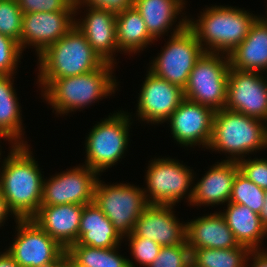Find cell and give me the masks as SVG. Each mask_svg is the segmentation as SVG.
Listing matches in <instances>:
<instances>
[{
    "mask_svg": "<svg viewBox=\"0 0 267 267\" xmlns=\"http://www.w3.org/2000/svg\"><path fill=\"white\" fill-rule=\"evenodd\" d=\"M0 167V193L18 219H32L42 202L44 175L26 145H10Z\"/></svg>",
    "mask_w": 267,
    "mask_h": 267,
    "instance_id": "6da1fadb",
    "label": "cell"
},
{
    "mask_svg": "<svg viewBox=\"0 0 267 267\" xmlns=\"http://www.w3.org/2000/svg\"><path fill=\"white\" fill-rule=\"evenodd\" d=\"M115 66L105 62L99 69L82 75L37 79V82L42 97L52 106L53 112L63 116L115 94L119 85L113 76Z\"/></svg>",
    "mask_w": 267,
    "mask_h": 267,
    "instance_id": "7a4b0ae2",
    "label": "cell"
},
{
    "mask_svg": "<svg viewBox=\"0 0 267 267\" xmlns=\"http://www.w3.org/2000/svg\"><path fill=\"white\" fill-rule=\"evenodd\" d=\"M245 8L214 5L200 12L198 19H187V27L194 33L205 52L228 55L248 35L261 15Z\"/></svg>",
    "mask_w": 267,
    "mask_h": 267,
    "instance_id": "3957f363",
    "label": "cell"
},
{
    "mask_svg": "<svg viewBox=\"0 0 267 267\" xmlns=\"http://www.w3.org/2000/svg\"><path fill=\"white\" fill-rule=\"evenodd\" d=\"M266 148L263 121L225 108L214 112L207 149L225 153L227 159L222 161L239 162L246 155Z\"/></svg>",
    "mask_w": 267,
    "mask_h": 267,
    "instance_id": "277c9868",
    "label": "cell"
},
{
    "mask_svg": "<svg viewBox=\"0 0 267 267\" xmlns=\"http://www.w3.org/2000/svg\"><path fill=\"white\" fill-rule=\"evenodd\" d=\"M37 59V79L82 75L99 69L105 63L76 25L61 39L47 47Z\"/></svg>",
    "mask_w": 267,
    "mask_h": 267,
    "instance_id": "5b68a950",
    "label": "cell"
},
{
    "mask_svg": "<svg viewBox=\"0 0 267 267\" xmlns=\"http://www.w3.org/2000/svg\"><path fill=\"white\" fill-rule=\"evenodd\" d=\"M132 115L121 111L108 115L97 122L89 131L85 140V164L95 170L99 176L106 169L122 159L129 147V129ZM132 121V122H131Z\"/></svg>",
    "mask_w": 267,
    "mask_h": 267,
    "instance_id": "8992f818",
    "label": "cell"
},
{
    "mask_svg": "<svg viewBox=\"0 0 267 267\" xmlns=\"http://www.w3.org/2000/svg\"><path fill=\"white\" fill-rule=\"evenodd\" d=\"M149 162L145 175L146 188H143L147 202L176 205L185 198L190 204L193 194L191 184L195 178L193 169L170 157H158Z\"/></svg>",
    "mask_w": 267,
    "mask_h": 267,
    "instance_id": "52a82bcc",
    "label": "cell"
},
{
    "mask_svg": "<svg viewBox=\"0 0 267 267\" xmlns=\"http://www.w3.org/2000/svg\"><path fill=\"white\" fill-rule=\"evenodd\" d=\"M229 69L228 55L204 52L189 74L185 99L214 111L225 108Z\"/></svg>",
    "mask_w": 267,
    "mask_h": 267,
    "instance_id": "ba28073f",
    "label": "cell"
},
{
    "mask_svg": "<svg viewBox=\"0 0 267 267\" xmlns=\"http://www.w3.org/2000/svg\"><path fill=\"white\" fill-rule=\"evenodd\" d=\"M98 177L93 202L124 238L132 233L135 223L149 203L143 188L130 183L104 184Z\"/></svg>",
    "mask_w": 267,
    "mask_h": 267,
    "instance_id": "9c48e42d",
    "label": "cell"
},
{
    "mask_svg": "<svg viewBox=\"0 0 267 267\" xmlns=\"http://www.w3.org/2000/svg\"><path fill=\"white\" fill-rule=\"evenodd\" d=\"M169 37L148 70L184 90L191 70L205 51L188 27Z\"/></svg>",
    "mask_w": 267,
    "mask_h": 267,
    "instance_id": "30bf717a",
    "label": "cell"
},
{
    "mask_svg": "<svg viewBox=\"0 0 267 267\" xmlns=\"http://www.w3.org/2000/svg\"><path fill=\"white\" fill-rule=\"evenodd\" d=\"M14 241L6 251L20 267H52L65 255L64 249L33 219H18Z\"/></svg>",
    "mask_w": 267,
    "mask_h": 267,
    "instance_id": "8fae6325",
    "label": "cell"
},
{
    "mask_svg": "<svg viewBox=\"0 0 267 267\" xmlns=\"http://www.w3.org/2000/svg\"><path fill=\"white\" fill-rule=\"evenodd\" d=\"M98 175L86 165H77L44 178L41 205L92 203Z\"/></svg>",
    "mask_w": 267,
    "mask_h": 267,
    "instance_id": "7c38bea8",
    "label": "cell"
},
{
    "mask_svg": "<svg viewBox=\"0 0 267 267\" xmlns=\"http://www.w3.org/2000/svg\"><path fill=\"white\" fill-rule=\"evenodd\" d=\"M263 74L230 68L225 109L264 121L267 116V78Z\"/></svg>",
    "mask_w": 267,
    "mask_h": 267,
    "instance_id": "4fadbf2b",
    "label": "cell"
},
{
    "mask_svg": "<svg viewBox=\"0 0 267 267\" xmlns=\"http://www.w3.org/2000/svg\"><path fill=\"white\" fill-rule=\"evenodd\" d=\"M75 1L64 11L23 14L19 46L35 48L38 57L47 47L61 39L75 22Z\"/></svg>",
    "mask_w": 267,
    "mask_h": 267,
    "instance_id": "5bb4252c",
    "label": "cell"
},
{
    "mask_svg": "<svg viewBox=\"0 0 267 267\" xmlns=\"http://www.w3.org/2000/svg\"><path fill=\"white\" fill-rule=\"evenodd\" d=\"M147 71L135 114L140 121L158 125L166 122L185 99L184 90Z\"/></svg>",
    "mask_w": 267,
    "mask_h": 267,
    "instance_id": "9a60e30c",
    "label": "cell"
},
{
    "mask_svg": "<svg viewBox=\"0 0 267 267\" xmlns=\"http://www.w3.org/2000/svg\"><path fill=\"white\" fill-rule=\"evenodd\" d=\"M214 112L211 107L184 99L167 120L172 138L184 149L197 145L207 149Z\"/></svg>",
    "mask_w": 267,
    "mask_h": 267,
    "instance_id": "2e32d148",
    "label": "cell"
},
{
    "mask_svg": "<svg viewBox=\"0 0 267 267\" xmlns=\"http://www.w3.org/2000/svg\"><path fill=\"white\" fill-rule=\"evenodd\" d=\"M176 205L149 204L135 223L131 234L148 238L163 246H173L186 241V223H181L173 212Z\"/></svg>",
    "mask_w": 267,
    "mask_h": 267,
    "instance_id": "e0dca14e",
    "label": "cell"
},
{
    "mask_svg": "<svg viewBox=\"0 0 267 267\" xmlns=\"http://www.w3.org/2000/svg\"><path fill=\"white\" fill-rule=\"evenodd\" d=\"M84 18L75 17L74 25L84 34L93 50L107 63L116 64L118 49L116 38V14L111 11L85 7Z\"/></svg>",
    "mask_w": 267,
    "mask_h": 267,
    "instance_id": "ac0fdd59",
    "label": "cell"
},
{
    "mask_svg": "<svg viewBox=\"0 0 267 267\" xmlns=\"http://www.w3.org/2000/svg\"><path fill=\"white\" fill-rule=\"evenodd\" d=\"M213 164L193 185L190 206L225 205L230 200L232 187L237 173L240 171L238 162L220 161Z\"/></svg>",
    "mask_w": 267,
    "mask_h": 267,
    "instance_id": "d6986e66",
    "label": "cell"
},
{
    "mask_svg": "<svg viewBox=\"0 0 267 267\" xmlns=\"http://www.w3.org/2000/svg\"><path fill=\"white\" fill-rule=\"evenodd\" d=\"M84 205H41L32 218L50 237L64 249L78 240V231Z\"/></svg>",
    "mask_w": 267,
    "mask_h": 267,
    "instance_id": "ffe728a7",
    "label": "cell"
},
{
    "mask_svg": "<svg viewBox=\"0 0 267 267\" xmlns=\"http://www.w3.org/2000/svg\"><path fill=\"white\" fill-rule=\"evenodd\" d=\"M186 242L191 252L198 248L228 249L239 246L224 217L217 211L186 222Z\"/></svg>",
    "mask_w": 267,
    "mask_h": 267,
    "instance_id": "44dd1931",
    "label": "cell"
},
{
    "mask_svg": "<svg viewBox=\"0 0 267 267\" xmlns=\"http://www.w3.org/2000/svg\"><path fill=\"white\" fill-rule=\"evenodd\" d=\"M185 3L186 0H134V7L144 20L149 35L158 41L157 38L168 33V30H173L172 36L187 27L186 15L174 25L185 8ZM173 25L176 28L173 29Z\"/></svg>",
    "mask_w": 267,
    "mask_h": 267,
    "instance_id": "7402d4cb",
    "label": "cell"
},
{
    "mask_svg": "<svg viewBox=\"0 0 267 267\" xmlns=\"http://www.w3.org/2000/svg\"><path fill=\"white\" fill-rule=\"evenodd\" d=\"M230 68L267 72V19L259 17L246 38L228 54Z\"/></svg>",
    "mask_w": 267,
    "mask_h": 267,
    "instance_id": "603a6c76",
    "label": "cell"
},
{
    "mask_svg": "<svg viewBox=\"0 0 267 267\" xmlns=\"http://www.w3.org/2000/svg\"><path fill=\"white\" fill-rule=\"evenodd\" d=\"M123 237L112 222L94 203L84 205L78 231V240L72 245H85L97 248L121 246Z\"/></svg>",
    "mask_w": 267,
    "mask_h": 267,
    "instance_id": "cb8c5ba5",
    "label": "cell"
},
{
    "mask_svg": "<svg viewBox=\"0 0 267 267\" xmlns=\"http://www.w3.org/2000/svg\"><path fill=\"white\" fill-rule=\"evenodd\" d=\"M225 205L227 209L219 212L239 245L250 250L261 249L264 238H267V230L263 227L259 214L241 204L228 202Z\"/></svg>",
    "mask_w": 267,
    "mask_h": 267,
    "instance_id": "d4e9b609",
    "label": "cell"
},
{
    "mask_svg": "<svg viewBox=\"0 0 267 267\" xmlns=\"http://www.w3.org/2000/svg\"><path fill=\"white\" fill-rule=\"evenodd\" d=\"M15 75H0V135L9 145H26L21 105L14 87Z\"/></svg>",
    "mask_w": 267,
    "mask_h": 267,
    "instance_id": "484cf974",
    "label": "cell"
},
{
    "mask_svg": "<svg viewBox=\"0 0 267 267\" xmlns=\"http://www.w3.org/2000/svg\"><path fill=\"white\" fill-rule=\"evenodd\" d=\"M116 38L119 51L129 55L137 54L155 42L135 7L116 14Z\"/></svg>",
    "mask_w": 267,
    "mask_h": 267,
    "instance_id": "4316f807",
    "label": "cell"
},
{
    "mask_svg": "<svg viewBox=\"0 0 267 267\" xmlns=\"http://www.w3.org/2000/svg\"><path fill=\"white\" fill-rule=\"evenodd\" d=\"M118 248L70 245L66 256L77 267H136L132 260L118 254Z\"/></svg>",
    "mask_w": 267,
    "mask_h": 267,
    "instance_id": "83f0119b",
    "label": "cell"
},
{
    "mask_svg": "<svg viewBox=\"0 0 267 267\" xmlns=\"http://www.w3.org/2000/svg\"><path fill=\"white\" fill-rule=\"evenodd\" d=\"M250 251L243 245L228 249L198 248L191 252V261L198 267H246Z\"/></svg>",
    "mask_w": 267,
    "mask_h": 267,
    "instance_id": "f1b7e54d",
    "label": "cell"
},
{
    "mask_svg": "<svg viewBox=\"0 0 267 267\" xmlns=\"http://www.w3.org/2000/svg\"><path fill=\"white\" fill-rule=\"evenodd\" d=\"M264 196L265 190L258 187L239 171L233 182L229 202L247 206L259 214L264 203Z\"/></svg>",
    "mask_w": 267,
    "mask_h": 267,
    "instance_id": "f546056e",
    "label": "cell"
},
{
    "mask_svg": "<svg viewBox=\"0 0 267 267\" xmlns=\"http://www.w3.org/2000/svg\"><path fill=\"white\" fill-rule=\"evenodd\" d=\"M23 12L17 0L0 1V34L20 43Z\"/></svg>",
    "mask_w": 267,
    "mask_h": 267,
    "instance_id": "4dcf8cb0",
    "label": "cell"
},
{
    "mask_svg": "<svg viewBox=\"0 0 267 267\" xmlns=\"http://www.w3.org/2000/svg\"><path fill=\"white\" fill-rule=\"evenodd\" d=\"M191 262V250L185 241L182 244L163 246L148 267H186Z\"/></svg>",
    "mask_w": 267,
    "mask_h": 267,
    "instance_id": "1f68e13d",
    "label": "cell"
},
{
    "mask_svg": "<svg viewBox=\"0 0 267 267\" xmlns=\"http://www.w3.org/2000/svg\"><path fill=\"white\" fill-rule=\"evenodd\" d=\"M22 53L18 42L0 34V75H14Z\"/></svg>",
    "mask_w": 267,
    "mask_h": 267,
    "instance_id": "d6a6232c",
    "label": "cell"
},
{
    "mask_svg": "<svg viewBox=\"0 0 267 267\" xmlns=\"http://www.w3.org/2000/svg\"><path fill=\"white\" fill-rule=\"evenodd\" d=\"M126 237L133 259L138 262L136 264L143 265V267H148L155 260L162 247L148 238L138 236H125L124 238L126 239Z\"/></svg>",
    "mask_w": 267,
    "mask_h": 267,
    "instance_id": "836d02e7",
    "label": "cell"
},
{
    "mask_svg": "<svg viewBox=\"0 0 267 267\" xmlns=\"http://www.w3.org/2000/svg\"><path fill=\"white\" fill-rule=\"evenodd\" d=\"M240 172L263 190H267V159H242L238 162Z\"/></svg>",
    "mask_w": 267,
    "mask_h": 267,
    "instance_id": "e575fe53",
    "label": "cell"
},
{
    "mask_svg": "<svg viewBox=\"0 0 267 267\" xmlns=\"http://www.w3.org/2000/svg\"><path fill=\"white\" fill-rule=\"evenodd\" d=\"M75 0H17L23 14L64 11Z\"/></svg>",
    "mask_w": 267,
    "mask_h": 267,
    "instance_id": "d590c367",
    "label": "cell"
},
{
    "mask_svg": "<svg viewBox=\"0 0 267 267\" xmlns=\"http://www.w3.org/2000/svg\"><path fill=\"white\" fill-rule=\"evenodd\" d=\"M85 6L117 14L134 7V0H75V16Z\"/></svg>",
    "mask_w": 267,
    "mask_h": 267,
    "instance_id": "8d00e7d4",
    "label": "cell"
},
{
    "mask_svg": "<svg viewBox=\"0 0 267 267\" xmlns=\"http://www.w3.org/2000/svg\"><path fill=\"white\" fill-rule=\"evenodd\" d=\"M253 257V258H252ZM253 263H248L250 261ZM267 267V248L265 249H257L251 250L248 255L246 267Z\"/></svg>",
    "mask_w": 267,
    "mask_h": 267,
    "instance_id": "74e56055",
    "label": "cell"
},
{
    "mask_svg": "<svg viewBox=\"0 0 267 267\" xmlns=\"http://www.w3.org/2000/svg\"><path fill=\"white\" fill-rule=\"evenodd\" d=\"M10 215L14 217L15 222L18 220L15 214L10 210L7 200L0 193V227L4 226L6 219H8L7 217Z\"/></svg>",
    "mask_w": 267,
    "mask_h": 267,
    "instance_id": "f35d334b",
    "label": "cell"
},
{
    "mask_svg": "<svg viewBox=\"0 0 267 267\" xmlns=\"http://www.w3.org/2000/svg\"><path fill=\"white\" fill-rule=\"evenodd\" d=\"M0 267H20L19 264L8 254L0 252Z\"/></svg>",
    "mask_w": 267,
    "mask_h": 267,
    "instance_id": "ab89813d",
    "label": "cell"
},
{
    "mask_svg": "<svg viewBox=\"0 0 267 267\" xmlns=\"http://www.w3.org/2000/svg\"><path fill=\"white\" fill-rule=\"evenodd\" d=\"M259 217L263 227L267 230V190H265L264 203L259 213Z\"/></svg>",
    "mask_w": 267,
    "mask_h": 267,
    "instance_id": "60d3db41",
    "label": "cell"
},
{
    "mask_svg": "<svg viewBox=\"0 0 267 267\" xmlns=\"http://www.w3.org/2000/svg\"><path fill=\"white\" fill-rule=\"evenodd\" d=\"M52 267H75V265L65 255L57 264Z\"/></svg>",
    "mask_w": 267,
    "mask_h": 267,
    "instance_id": "b9f144b4",
    "label": "cell"
},
{
    "mask_svg": "<svg viewBox=\"0 0 267 267\" xmlns=\"http://www.w3.org/2000/svg\"><path fill=\"white\" fill-rule=\"evenodd\" d=\"M263 125H264V130H265V138H266V142H267V116H266L265 120L263 121Z\"/></svg>",
    "mask_w": 267,
    "mask_h": 267,
    "instance_id": "7bdbcfd3",
    "label": "cell"
},
{
    "mask_svg": "<svg viewBox=\"0 0 267 267\" xmlns=\"http://www.w3.org/2000/svg\"><path fill=\"white\" fill-rule=\"evenodd\" d=\"M186 267H198L193 261H191Z\"/></svg>",
    "mask_w": 267,
    "mask_h": 267,
    "instance_id": "ee69618b",
    "label": "cell"
},
{
    "mask_svg": "<svg viewBox=\"0 0 267 267\" xmlns=\"http://www.w3.org/2000/svg\"><path fill=\"white\" fill-rule=\"evenodd\" d=\"M1 138L4 139V138L0 135V139H1ZM0 141H1V140H0ZM0 148H1V145H0ZM1 154H2V153H1V149H0V157H1Z\"/></svg>",
    "mask_w": 267,
    "mask_h": 267,
    "instance_id": "f6af8a7d",
    "label": "cell"
}]
</instances>
